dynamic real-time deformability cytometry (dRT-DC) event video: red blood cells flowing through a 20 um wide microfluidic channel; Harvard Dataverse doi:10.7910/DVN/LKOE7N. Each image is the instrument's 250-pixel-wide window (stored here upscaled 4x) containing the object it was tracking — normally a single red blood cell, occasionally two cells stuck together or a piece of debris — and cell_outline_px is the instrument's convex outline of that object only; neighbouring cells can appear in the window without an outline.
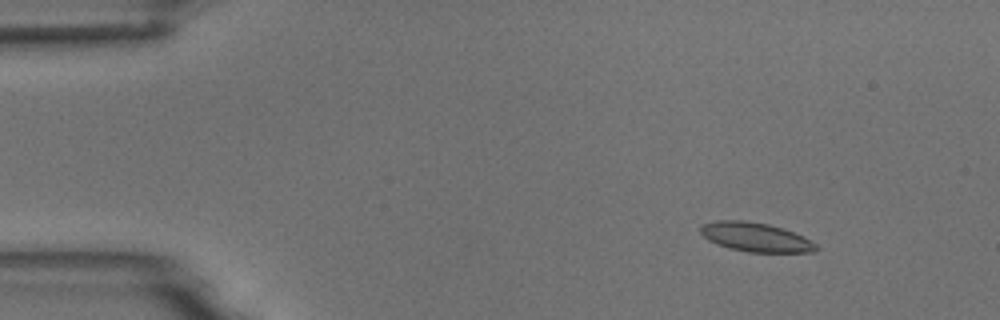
{"species": "common noctule bat (a hibernating species)", "species_latin": "Nyctalus noctula", "temperature_condition": "room temperature", "stored_images_in_passage": 4, "camera_frame_rate_fps": 3000, "um_per_image_px": 0.085, "animal": {"sex": "male", "body_mass_g": 18.8}, "frame": {"image": 1, "passage_image": 1, "time_ms": 0.0, "image_size_px": [1000, 320], "cell_outline_px": [[820, 248], [812, 252], [748, 252], [728, 248], [708, 240], [700, 232], [700, 228], [704, 224], [716, 220], [744, 220], [768, 224], [804, 236], [816, 244]], "centroid_in_image_um": [64.23, 20.16], "position_along_channel_um": 20.8, "area_um2": 19.48}}